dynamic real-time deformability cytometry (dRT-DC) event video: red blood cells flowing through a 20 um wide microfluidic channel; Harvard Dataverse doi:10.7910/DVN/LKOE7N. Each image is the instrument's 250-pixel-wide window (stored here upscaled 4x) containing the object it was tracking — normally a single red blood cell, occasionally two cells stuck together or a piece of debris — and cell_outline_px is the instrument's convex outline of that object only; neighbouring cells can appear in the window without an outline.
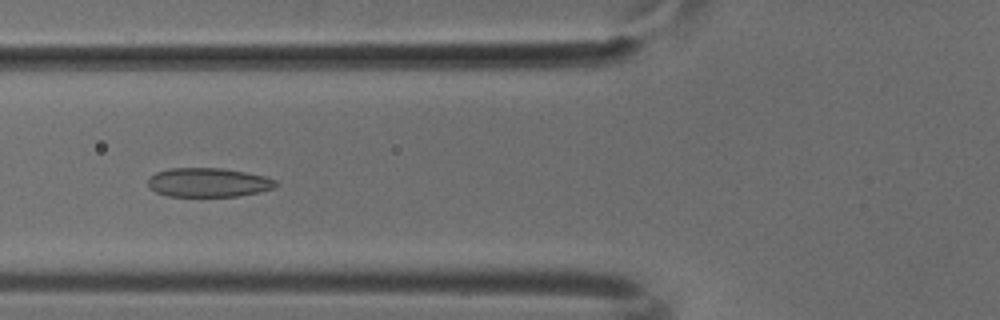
{"species": "common noctule bat (a hibernating species)", "species_latin": "Nyctalus noctula", "temperature_condition": "cold", "stored_images_in_passage": 47, "camera_frame_rate_fps": 3000, "um_per_image_px": 0.085, "animal": {"sex": "male", "body_mass_g": 18.8}, "frame": {"image": 1, "passage_image": 16, "time_ms": 5.0, "image_size_px": [1000, 320], "cell_outline_px": [[280, 184], [272, 188], [260, 192], [236, 196], [168, 196], [156, 192], [148, 184], [148, 180], [156, 172], [168, 168], [220, 168], [244, 172], [264, 176], [276, 180]], "centroid_in_image_um": [17.72, 15.51], "position_along_channel_um": 108.1, "area_um2": 21.5}}
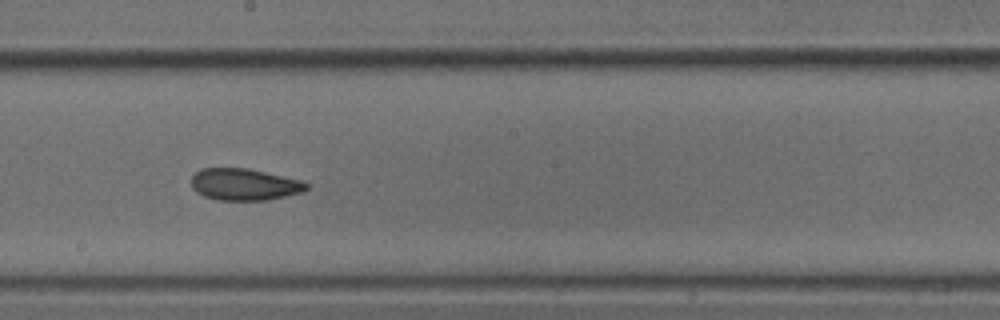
{"frame": {"image": 2, "passage_image": 25, "time_ms": 8.0, "image_size_px": [1000, 320], "cell_outline_px": [[308, 188], [304, 192], [268, 200], [216, 200], [204, 196], [196, 192], [192, 188], [192, 176], [200, 168], [248, 168], [304, 180], [308, 184]], "centroid_in_image_um": [20.8, 15.67], "position_along_channel_um": 227.4, "area_um2": 21.62}}
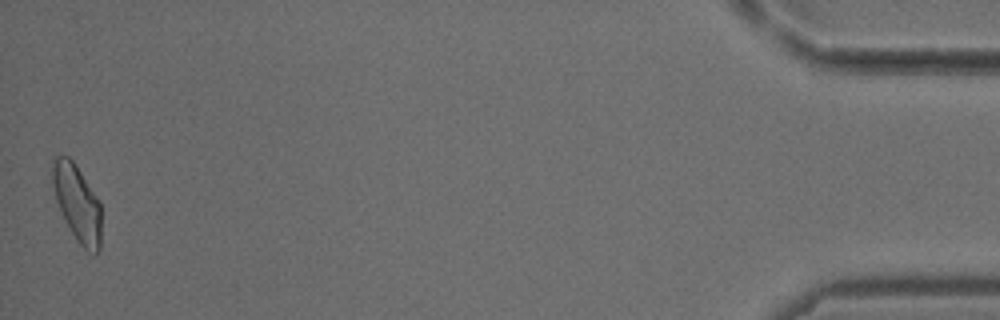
{"frame": {"image": 3, "passage_image": 47, "time_ms": 15.333, "image_size_px": [1000, 320], "cell_outline_px": [[100, 248], [96, 256], [88, 252], [80, 244], [72, 232], [56, 200], [52, 184], [52, 164], [56, 156], [68, 156], [72, 160], [100, 200]], "centroid_in_image_um": [6.58, 17.26], "position_along_channel_um": 428.6, "area_um2": 21.44}}